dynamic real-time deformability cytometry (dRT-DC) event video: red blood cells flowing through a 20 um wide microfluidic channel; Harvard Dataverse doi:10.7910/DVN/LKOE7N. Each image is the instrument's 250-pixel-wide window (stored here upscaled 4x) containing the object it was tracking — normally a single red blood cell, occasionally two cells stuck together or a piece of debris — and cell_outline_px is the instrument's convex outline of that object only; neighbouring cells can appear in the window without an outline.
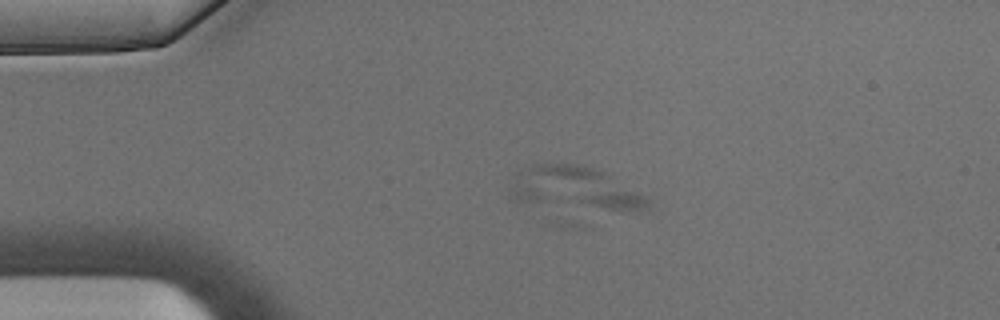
{"species": "Egyptian fruit bat (a non-hibernating species)", "species_latin": "Rousettus aegyptiacus", "temperature_condition": "warm", "stored_images_in_passage": 46, "camera_frame_rate_fps": 3000, "um_per_image_px": 0.085, "animal": {"sex": "male"}, "frame": {"image": 1, "passage_image": 1, "time_ms": 0.0, "image_size_px": [1000, 320], "cell_outline_px": [[648, 208], [640, 212], [516, 204], [512, 200], [512, 196], [520, 172], [536, 164], [572, 164], [592, 168], [604, 172], [644, 196], [648, 200]], "centroid_in_image_um": [48.9, 16.08], "position_along_channel_um": 36.1, "area_um2": 33.99}}